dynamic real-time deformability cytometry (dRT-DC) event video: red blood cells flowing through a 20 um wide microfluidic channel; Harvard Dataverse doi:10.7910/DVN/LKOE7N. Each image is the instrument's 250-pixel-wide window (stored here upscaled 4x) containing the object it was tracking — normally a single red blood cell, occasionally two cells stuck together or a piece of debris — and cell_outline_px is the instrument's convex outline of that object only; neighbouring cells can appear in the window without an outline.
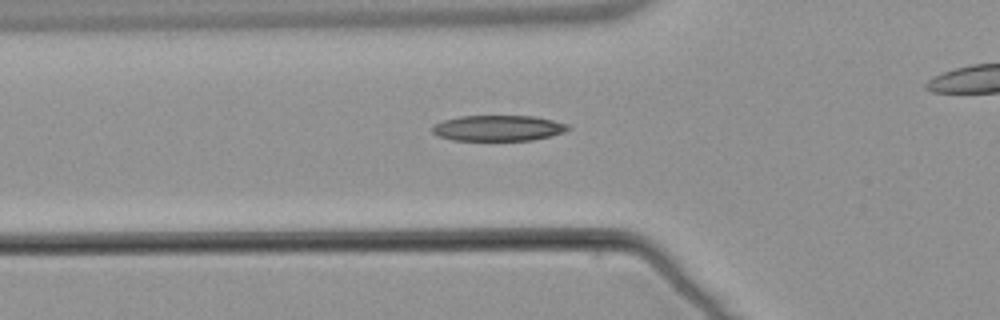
{"species": "common noctule bat (a hibernating species)", "species_latin": "Nyctalus noctula", "temperature_condition": "warm", "stored_images_in_passage": 39, "camera_frame_rate_fps": 3000, "um_per_image_px": 0.085, "animal": {"sex": "male", "body_mass_g": 21.5, "forearm_length_mm": 52.0}, "frame": {"image": 1, "passage_image": 12, "time_ms": 3.667, "image_size_px": [1000, 320], "cell_outline_px": [[572, 128], [564, 132], [532, 140], [452, 140], [440, 136], [432, 132], [432, 124], [444, 120], [460, 116], [536, 116], [568, 124]], "centroid_in_image_um": [42.34, 10.88], "position_along_channel_um": 83.5, "area_um2": 20.29}}